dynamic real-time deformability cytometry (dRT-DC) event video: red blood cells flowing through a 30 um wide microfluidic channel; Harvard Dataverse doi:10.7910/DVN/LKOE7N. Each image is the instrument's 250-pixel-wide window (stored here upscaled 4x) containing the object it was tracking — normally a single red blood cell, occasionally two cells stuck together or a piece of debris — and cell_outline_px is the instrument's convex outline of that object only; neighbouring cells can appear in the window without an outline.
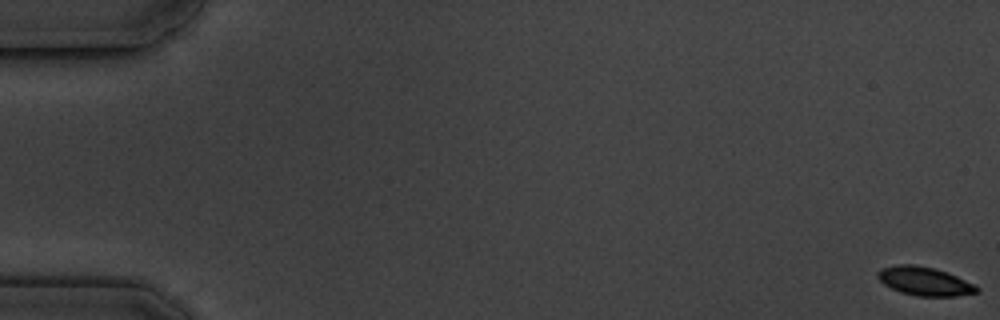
{"species": "common noctule bat (a hibernating species)", "species_latin": "Nyctalus noctula", "temperature_condition": "cold", "stored_images_in_passage": 5, "camera_frame_rate_fps": 3000, "um_per_image_px": 0.085, "animal": {"sex": "male", "body_mass_g": 19.5, "forearm_length_mm": 54.6}, "frame": {"image": 1, "passage_image": 1, "time_ms": 0.0, "image_size_px": [1000, 320], "cell_outline_px": [[980, 292], [956, 296], [916, 296], [900, 292], [884, 284], [876, 276], [876, 272], [880, 268], [900, 264], [916, 264], [936, 268], [948, 272], [976, 284], [980, 288]], "centroid_in_image_um": [78.62, 23.89], "position_along_channel_um": 6.4, "area_um2": 16.88}}
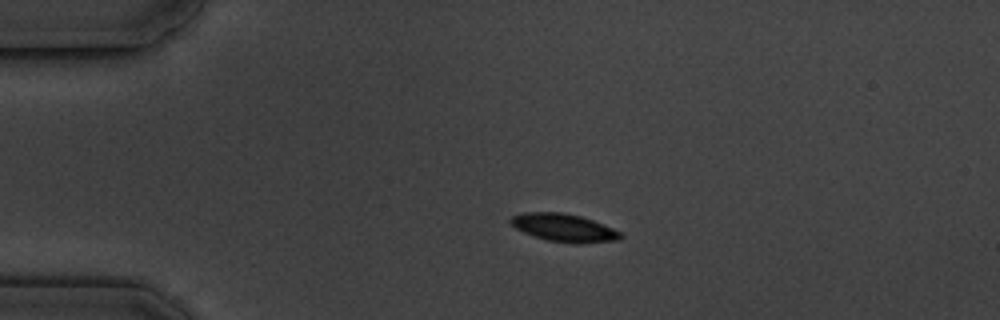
{"frame": {"image": 2, "passage_image": 4, "time_ms": 4.333, "image_size_px": [1000, 320], "cell_outline_px": [[624, 236], [620, 240], [576, 244], [548, 240], [524, 232], [516, 228], [508, 220], [512, 216], [524, 212], [560, 212], [580, 216], [592, 220], [612, 228], [620, 232]], "centroid_in_image_um": [47.95, 19.36], "position_along_channel_um": 37.1, "area_um2": 17.69}}